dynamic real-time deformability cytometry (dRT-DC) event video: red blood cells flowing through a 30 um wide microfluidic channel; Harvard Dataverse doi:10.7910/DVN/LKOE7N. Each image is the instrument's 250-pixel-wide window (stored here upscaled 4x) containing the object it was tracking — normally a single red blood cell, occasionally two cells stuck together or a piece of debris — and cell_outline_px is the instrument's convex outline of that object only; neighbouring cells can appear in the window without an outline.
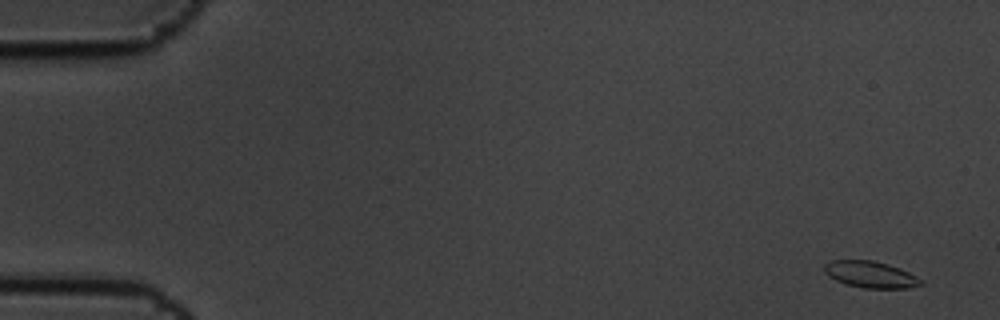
{"species": "common noctule bat (a hibernating species)", "species_latin": "Nyctalus noctula", "temperature_condition": "cold", "stored_images_in_passage": 9, "camera_frame_rate_fps": 3000, "um_per_image_px": 0.085, "animal": {"sex": "male", "body_mass_g": 19.5, "forearm_length_mm": 54.6}, "frame": {"image": 1, "passage_image": 1, "time_ms": 0.0, "image_size_px": [1000, 320], "cell_outline_px": [[924, 284], [908, 288], [864, 288], [848, 284], [836, 280], [828, 276], [824, 272], [824, 264], [832, 260], [872, 260], [888, 264], [900, 268], [924, 280]], "centroid_in_image_um": [74.02, 23.33], "position_along_channel_um": 11.0, "area_um2": 14.97}}
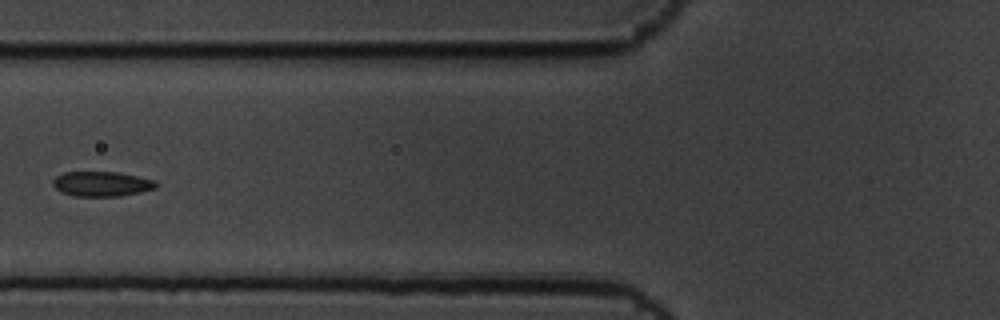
{"frame": {"image": 2, "passage_image": 7, "time_ms": 2.0, "image_size_px": [1000, 320], "cell_outline_px": [[156, 188], [140, 192], [120, 196], [72, 196], [60, 192], [52, 184], [52, 180], [56, 176], [64, 172], [116, 172], [156, 180]], "centroid_in_image_um": [8.61, 15.63], "position_along_channel_um": 117.2, "area_um2": 14.97}}
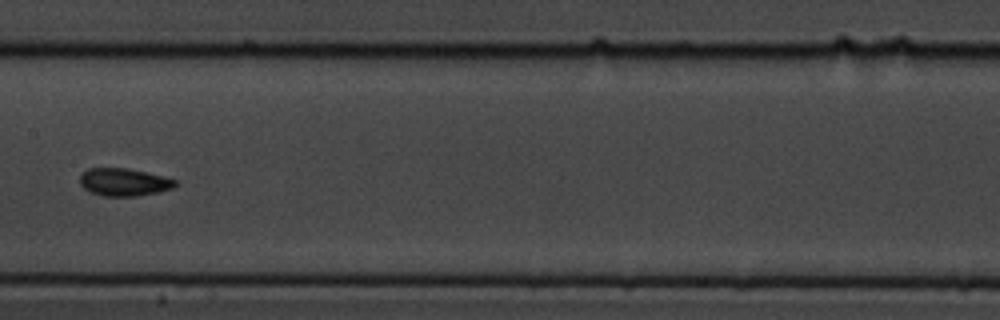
{"frame": {"image": 3, "passage_image": 9, "time_ms": 2.667, "image_size_px": [1000, 320], "cell_outline_px": [[176, 184], [172, 188], [156, 192], [136, 196], [104, 196], [92, 192], [84, 188], [80, 184], [80, 176], [88, 168], [128, 168], [176, 180]], "centroid_in_image_um": [10.49, 15.48], "position_along_channel_um": 196.9, "area_um2": 15.03}}